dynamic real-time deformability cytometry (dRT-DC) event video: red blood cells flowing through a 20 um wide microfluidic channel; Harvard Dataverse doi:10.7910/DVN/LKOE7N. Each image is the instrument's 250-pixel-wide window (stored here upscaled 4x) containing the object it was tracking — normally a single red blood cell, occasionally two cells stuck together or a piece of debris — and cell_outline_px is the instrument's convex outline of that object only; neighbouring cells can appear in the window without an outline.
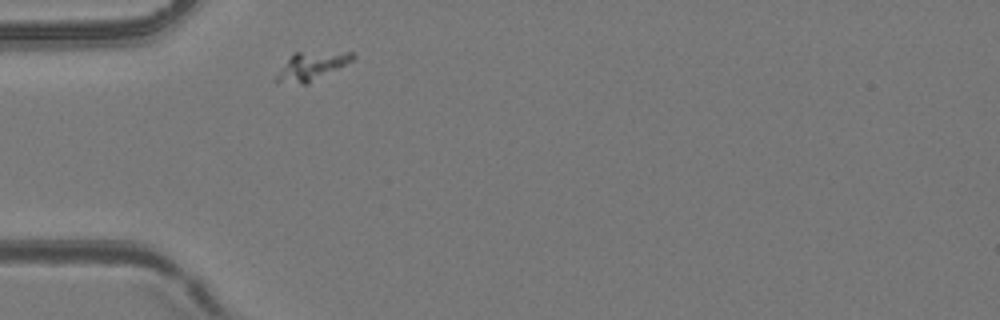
{"species": "common noctule bat (a hibernating species)", "species_latin": "Nyctalus noctula", "temperature_condition": "room temperature", "stored_images_in_passage": 1, "camera_frame_rate_fps": 3000, "um_per_image_px": 0.085, "animal": {"sex": "female", "body_mass_g": 24.6, "forearm_length_mm": 56.2}, "frame": {"image": 1, "passage_image": 1, "time_ms": 0.0, "image_size_px": [1000, 320], "cell_outline_px": [[356, 56], [352, 60], [308, 84], [276, 84], [276, 76], [288, 60], [296, 52], [352, 52]], "centroid_in_image_um": [26.46, 5.65], "position_along_channel_um": 58.5, "area_um2": 12.25}}